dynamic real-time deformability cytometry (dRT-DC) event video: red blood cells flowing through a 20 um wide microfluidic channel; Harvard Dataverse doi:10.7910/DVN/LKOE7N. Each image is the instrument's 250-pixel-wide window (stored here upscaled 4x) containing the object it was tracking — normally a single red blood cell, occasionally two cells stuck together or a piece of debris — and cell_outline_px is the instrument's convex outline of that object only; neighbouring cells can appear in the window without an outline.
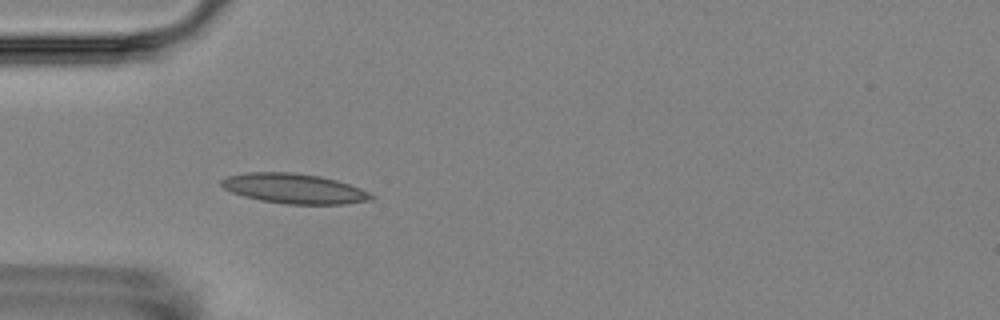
{"species": "Egyptian fruit bat (a non-hibernating species)", "species_latin": "Rousettus aegyptiacus", "temperature_condition": "room temperature", "stored_images_in_passage": 4, "camera_frame_rate_fps": 3000, "um_per_image_px": 0.085, "animal": {"sex": "female"}, "frame": {"image": 1, "passage_image": 3, "time_ms": 2.333, "image_size_px": [1000, 320], "cell_outline_px": [[376, 196], [372, 200], [344, 204], [288, 204], [260, 200], [244, 196], [232, 192], [224, 188], [220, 184], [220, 180], [228, 176], [248, 172], [292, 172], [320, 176], [336, 180], [360, 188]], "centroid_in_image_um": [25.01, 16.03], "position_along_channel_um": 60.0, "area_um2": 26.07}}